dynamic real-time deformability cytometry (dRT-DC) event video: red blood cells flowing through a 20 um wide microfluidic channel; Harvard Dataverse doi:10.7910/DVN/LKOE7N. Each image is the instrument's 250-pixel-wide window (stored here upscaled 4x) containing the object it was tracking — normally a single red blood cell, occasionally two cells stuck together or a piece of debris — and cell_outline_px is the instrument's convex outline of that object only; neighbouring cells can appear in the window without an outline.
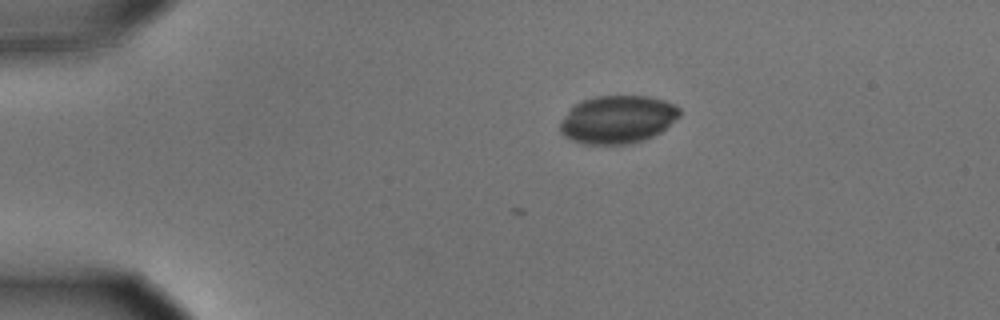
{"species": "common noctule bat (a hibernating species)", "species_latin": "Nyctalus noctula", "temperature_condition": "cold", "stored_images_in_passage": 3, "camera_frame_rate_fps": 3000, "um_per_image_px": 0.085, "animal": {"sex": "male", "body_mass_g": 15.6}, "frame": {"image": 1, "passage_image": 1, "time_ms": 0.0, "image_size_px": [1000, 320], "cell_outline_px": [[680, 116], [660, 132], [644, 140], [624, 144], [584, 144], [572, 140], [564, 136], [560, 132], [560, 124], [568, 112], [580, 100], [596, 96], [648, 96], [664, 100], [676, 104], [680, 108]], "centroid_in_image_um": [52.51, 10.15], "position_along_channel_um": 32.5, "area_um2": 33.29}}